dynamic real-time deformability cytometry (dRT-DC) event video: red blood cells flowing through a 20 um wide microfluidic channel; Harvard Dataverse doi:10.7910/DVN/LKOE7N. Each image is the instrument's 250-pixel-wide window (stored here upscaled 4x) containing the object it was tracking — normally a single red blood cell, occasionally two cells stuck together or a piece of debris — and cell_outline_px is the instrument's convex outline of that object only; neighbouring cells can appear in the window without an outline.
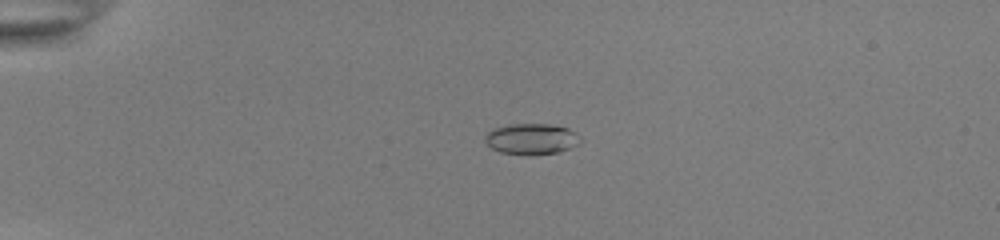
{"species": "common noctule bat (a hibernating species)", "species_latin": "Nyctalus noctula", "temperature_condition": "room temperature", "stored_images_in_passage": 54, "camera_frame_rate_fps": 3000, "um_per_image_px": 0.085, "animal": {"sex": "female", "body_mass_g": 22.0, "forearm_length_mm": 56.7}, "frame": {"image": 1, "passage_image": 14, "time_ms": 4.333, "image_size_px": [1000, 240], "cell_outline_px": [[584, 140], [568, 148], [556, 152], [528, 156], [500, 152], [492, 148], [484, 140], [484, 136], [492, 128], [512, 124], [548, 124], [568, 128], [576, 132]], "centroid_in_image_um": [45.17, 11.81], "position_along_channel_um": 39.8, "area_um2": 17.28}}
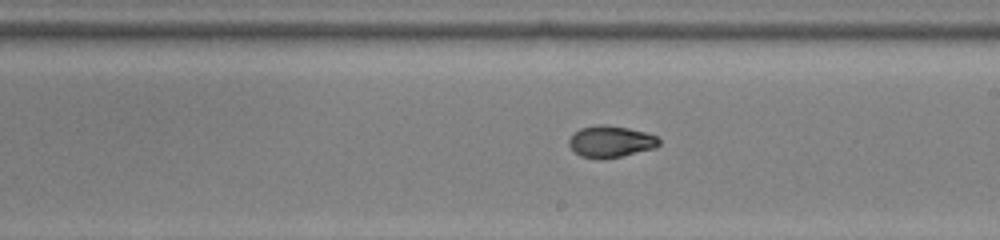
{"frame": {"image": 2, "passage_image": 33, "time_ms": 10.667, "image_size_px": [1000, 240], "cell_outline_px": [[660, 144], [656, 148], [604, 160], [600, 160], [580, 156], [568, 144], [568, 140], [580, 128], [596, 124], [604, 124], [628, 128], [644, 132], [656, 136], [660, 140]], "centroid_in_image_um": [51.91, 12.04], "position_along_channel_um": 237.1, "area_um2": 16.7}}
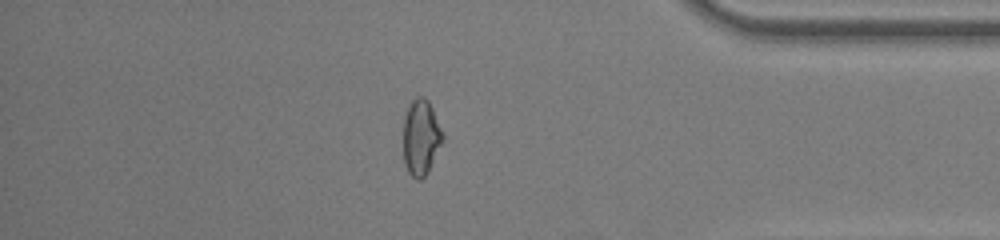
{"frame": {"image": 3, "passage_image": 47, "time_ms": 15.333, "image_size_px": [1000, 240], "cell_outline_px": [[444, 136], [428, 172], [420, 180], [416, 180], [408, 172], [404, 164], [404, 116], [412, 100], [416, 96], [424, 96], [428, 100], [432, 108]], "centroid_in_image_um": [35.76, 11.67], "position_along_channel_um": 399.4, "area_um2": 17.17}, "authors_computed_cell_mechanics": {"area_um2": 16.9932, "velocity_mm_per_s": 3.9036, "shape_relaxation_time_tau1_ms": null, "shape_relaxation_time_tau2_ms": 1.0655, "deformation_change_tau1": null, "deformation_change_tau2": 0.0493}}